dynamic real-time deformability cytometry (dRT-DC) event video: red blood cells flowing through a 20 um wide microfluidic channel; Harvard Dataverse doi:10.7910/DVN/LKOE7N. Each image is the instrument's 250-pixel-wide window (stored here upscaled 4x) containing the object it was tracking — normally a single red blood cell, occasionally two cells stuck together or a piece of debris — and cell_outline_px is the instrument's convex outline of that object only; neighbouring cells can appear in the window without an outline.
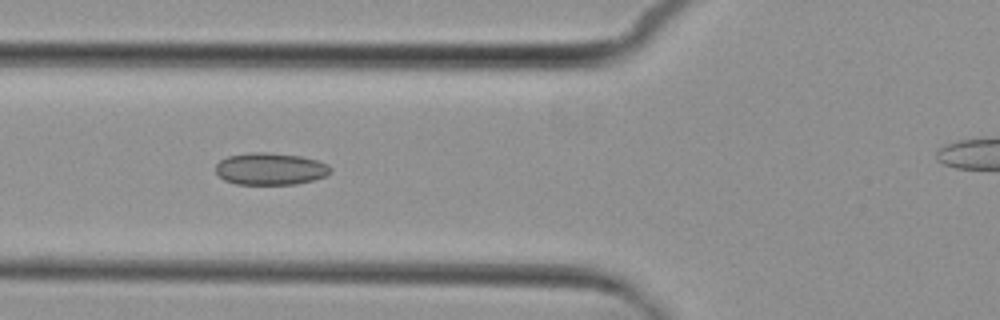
{"species": "common noctule bat (a hibernating species)", "species_latin": "Nyctalus noctula", "temperature_condition": "cold", "stored_images_in_passage": 7, "camera_frame_rate_fps": 3000, "um_per_image_px": 0.085, "animal": {"sex": "female", "body_mass_g": 29.2, "forearm_length_mm": 56.3}, "frame": {"image": 1, "passage_image": 5, "time_ms": 4.667, "image_size_px": [1000, 320], "cell_outline_px": [[332, 168], [324, 176], [312, 180], [296, 184], [236, 184], [224, 180], [216, 172], [216, 164], [220, 160], [228, 156], [252, 152], [268, 152], [300, 156], [316, 160], [328, 164]], "centroid_in_image_um": [22.95, 14.35], "position_along_channel_um": 102.8, "area_um2": 21.33}}
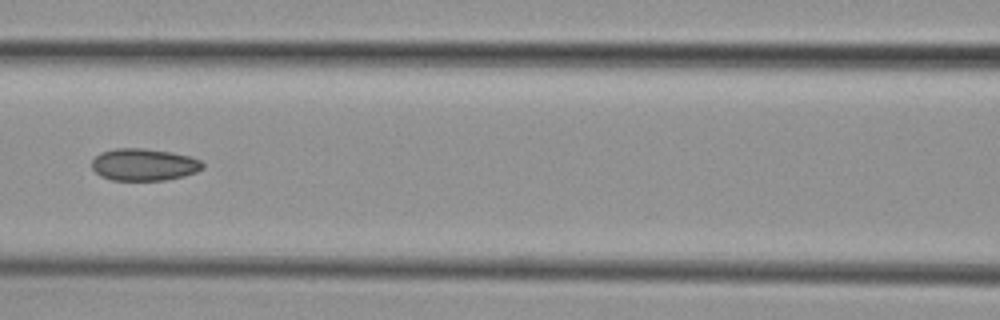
{"frame": {"image": 2, "passage_image": 6, "time_ms": 6.0, "image_size_px": [1000, 320], "cell_outline_px": [[204, 168], [196, 172], [184, 176], [168, 180], [112, 180], [100, 176], [92, 168], [92, 160], [100, 152], [116, 148], [144, 148], [172, 152], [188, 156], [200, 160], [204, 164]], "centroid_in_image_um": [12.24, 13.99], "position_along_channel_um": 154.4, "area_um2": 20.87}}
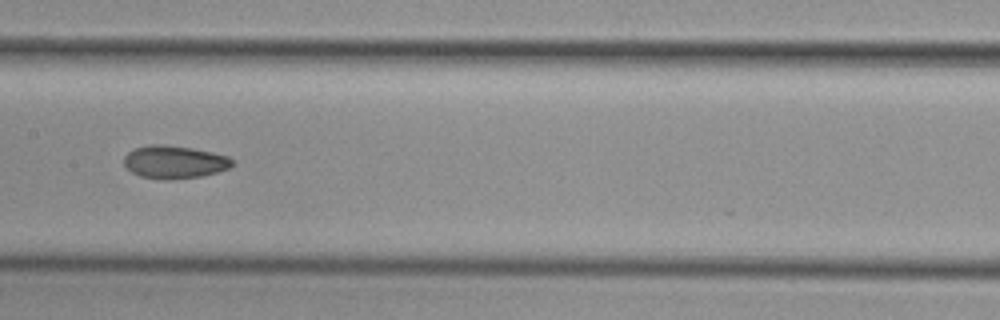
{"frame": {"image": 3, "passage_image": 7, "time_ms": 7.0, "image_size_px": [1000, 320], "cell_outline_px": [[232, 164], [228, 168], [216, 172], [200, 176], [168, 180], [164, 180], [140, 176], [132, 172], [124, 164], [124, 156], [128, 152], [136, 148], [148, 144], [164, 144], [192, 148], [212, 152], [228, 156], [232, 160]], "centroid_in_image_um": [14.79, 13.76], "position_along_channel_um": 192.6, "area_um2": 20.63}}